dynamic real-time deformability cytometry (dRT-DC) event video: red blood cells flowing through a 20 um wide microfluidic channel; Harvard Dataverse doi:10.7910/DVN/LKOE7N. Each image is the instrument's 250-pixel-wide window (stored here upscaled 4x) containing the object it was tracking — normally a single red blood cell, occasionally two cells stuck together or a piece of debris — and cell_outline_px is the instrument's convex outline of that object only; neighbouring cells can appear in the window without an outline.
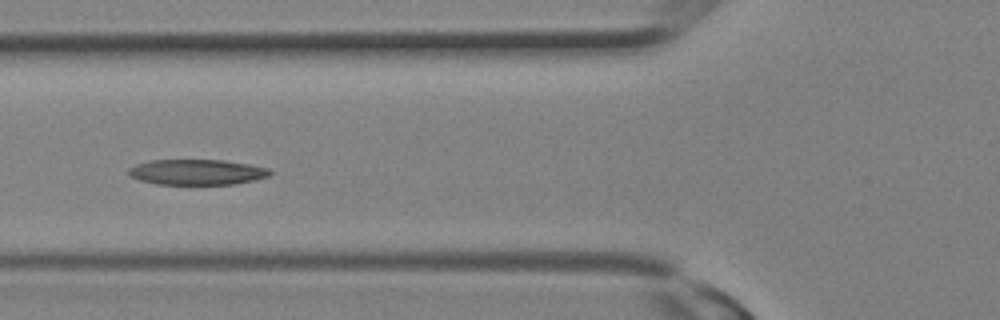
{"species": "Egyptian fruit bat (a non-hibernating species)", "species_latin": "Rousettus aegyptiacus", "temperature_condition": "room temperature", "stored_images_in_passage": 13, "camera_frame_rate_fps": 3000, "um_per_image_px": 0.085, "animal": {"sex": "female"}, "frame": {"image": 1, "passage_image": 10, "time_ms": 3.0, "image_size_px": [1000, 320], "cell_outline_px": [[272, 172], [268, 176], [256, 180], [236, 184], [156, 184], [140, 180], [128, 176], [128, 168], [136, 164], [148, 160], [224, 160], [248, 164], [268, 168]], "centroid_in_image_um": [16.71, 14.63], "position_along_channel_um": 109.1, "area_um2": 21.1}}
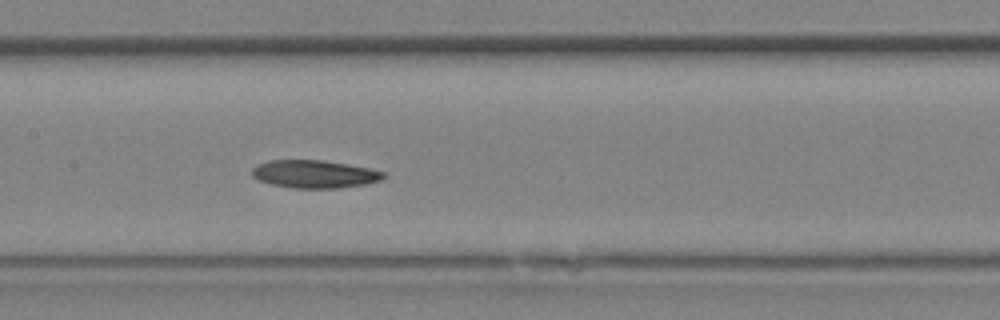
{"frame": {"image": 2, "passage_image": 13, "time_ms": 4.0, "image_size_px": [1000, 320], "cell_outline_px": [[388, 176], [380, 180], [364, 184], [336, 188], [292, 188], [272, 184], [260, 180], [252, 176], [252, 168], [256, 164], [268, 160], [320, 160], [368, 168], [384, 172]], "centroid_in_image_um": [26.7, 14.79], "position_along_channel_um": 180.7, "area_um2": 21.15}}